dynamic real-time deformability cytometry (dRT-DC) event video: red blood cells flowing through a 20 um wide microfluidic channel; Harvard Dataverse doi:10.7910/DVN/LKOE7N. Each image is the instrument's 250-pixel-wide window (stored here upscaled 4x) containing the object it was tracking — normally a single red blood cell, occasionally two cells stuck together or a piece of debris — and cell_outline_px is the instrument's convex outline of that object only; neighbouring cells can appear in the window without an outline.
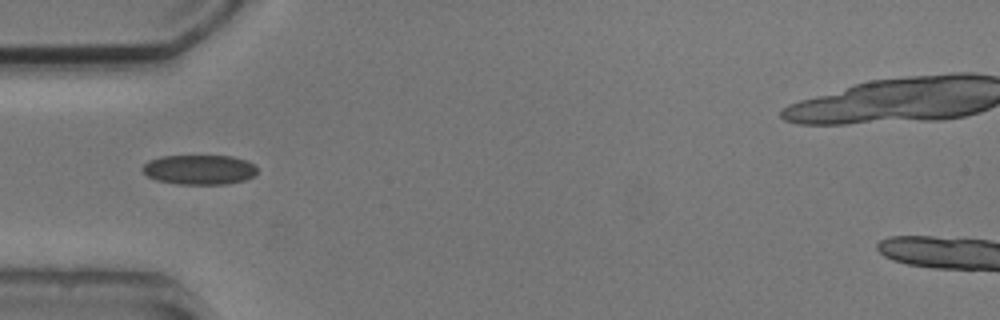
{"species": "common noctule bat (a hibernating species)", "species_latin": "Nyctalus noctula", "temperature_condition": "cold", "stored_images_in_passage": 6, "camera_frame_rate_fps": 3000, "um_per_image_px": 0.085, "animal": {"sex": "male", "body_mass_g": 20.5, "forearm_length_mm": 52.5}, "frame": {"image": 1, "passage_image": 4, "time_ms": 3.667, "image_size_px": [1000, 320], "cell_outline_px": [[256, 172], [252, 176], [244, 180], [228, 184], [176, 184], [156, 180], [148, 176], [140, 168], [148, 160], [160, 156], [232, 156], [244, 160], [252, 164], [256, 168]], "centroid_in_image_um": [16.89, 14.42], "position_along_channel_um": 68.1, "area_um2": 19.83}}